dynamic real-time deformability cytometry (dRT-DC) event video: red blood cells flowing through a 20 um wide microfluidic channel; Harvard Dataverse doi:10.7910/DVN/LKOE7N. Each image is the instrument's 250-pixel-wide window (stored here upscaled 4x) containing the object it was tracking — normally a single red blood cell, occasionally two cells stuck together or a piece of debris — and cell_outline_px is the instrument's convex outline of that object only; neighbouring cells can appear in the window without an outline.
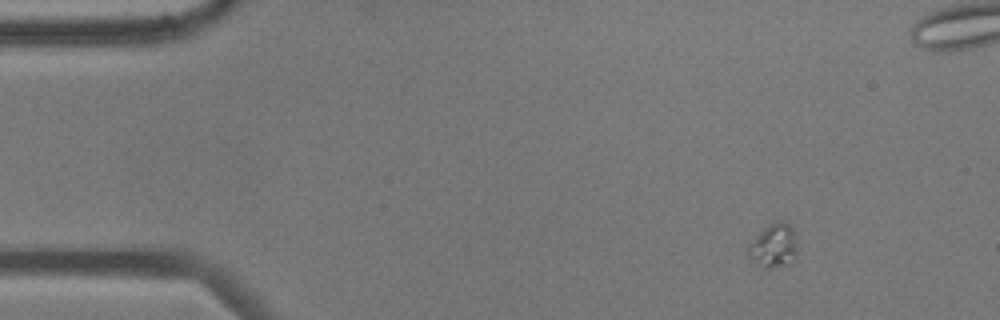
{"species": "common noctule bat (a hibernating species)", "species_latin": "Nyctalus noctula", "temperature_condition": "cold", "stored_images_in_passage": 52, "camera_frame_rate_fps": 3000, "um_per_image_px": 0.085, "animal": {"sex": "male", "body_mass_g": 17.9, "forearm_length_mm": 54.2}, "frame": {"image": 1, "passage_image": 1, "time_ms": 0.0, "image_size_px": [1000, 320], "cell_outline_px": [[796, 256], [784, 264], [772, 268], [764, 268], [756, 264], [748, 256], [748, 244], [764, 228], [776, 220], [784, 220], [792, 228], [796, 248]], "centroid_in_image_um": [65.72, 20.87], "position_along_channel_um": 19.3, "area_um2": 12.25}}
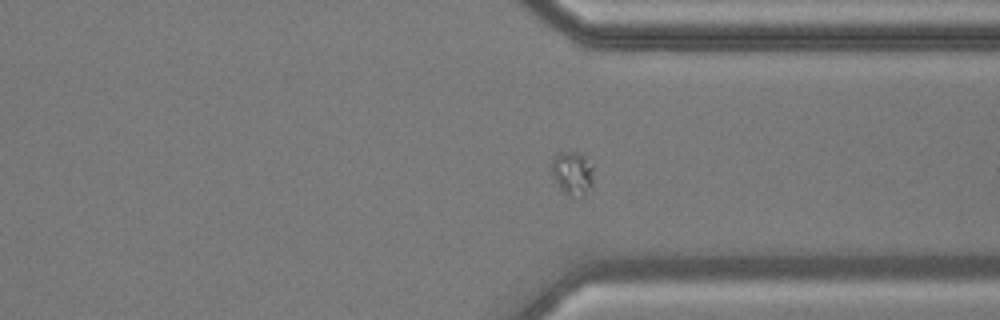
{"frame": {"image": 2, "passage_image": 37, "time_ms": 12.0, "image_size_px": [1000, 320], "cell_outline_px": [[592, 184], [584, 196], [568, 196], [564, 192], [556, 180], [552, 172], [552, 156], [556, 152], [580, 152], [592, 164]], "centroid_in_image_um": [48.66, 14.68], "position_along_channel_um": 362.7, "area_um2": 10.58}}
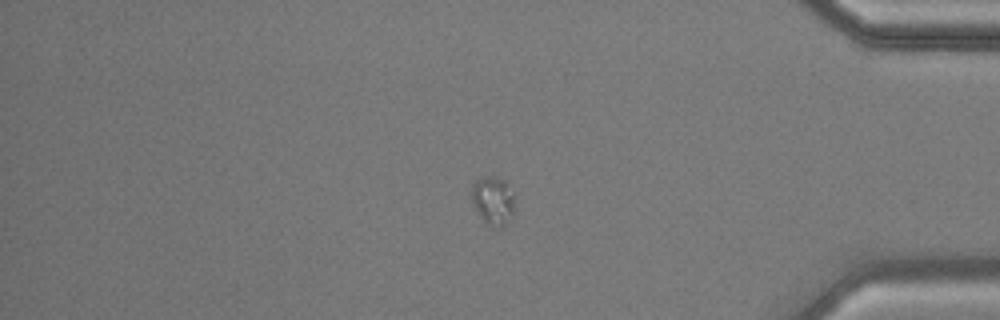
{"frame": {"image": 3, "passage_image": 42, "time_ms": 13.667, "image_size_px": [1000, 320], "cell_outline_px": [[516, 212], [504, 224], [488, 224], [480, 216], [472, 204], [468, 196], [468, 192], [472, 184], [476, 180], [484, 176], [504, 180], [516, 192]], "centroid_in_image_um": [41.92, 16.99], "position_along_channel_um": 393.3, "area_um2": 12.6}}